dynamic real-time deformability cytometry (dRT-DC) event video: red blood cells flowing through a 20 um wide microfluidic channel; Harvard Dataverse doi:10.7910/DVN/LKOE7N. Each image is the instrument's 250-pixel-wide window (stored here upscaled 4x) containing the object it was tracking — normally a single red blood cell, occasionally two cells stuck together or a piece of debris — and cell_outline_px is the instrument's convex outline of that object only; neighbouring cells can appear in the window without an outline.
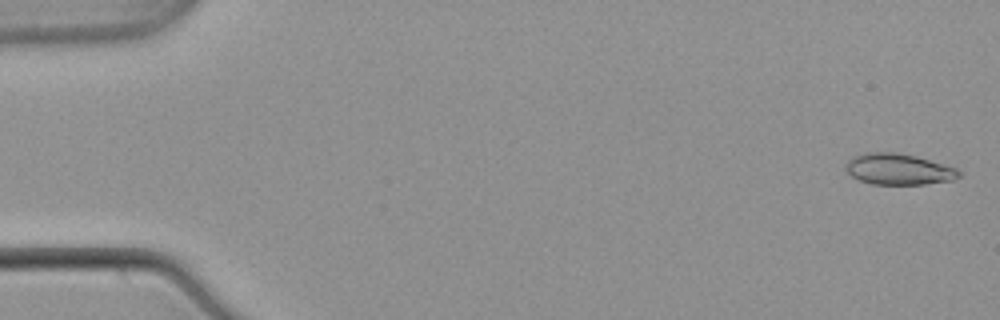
{"species": "common noctule bat (a hibernating species)", "species_latin": "Nyctalus noctula", "temperature_condition": "warm", "stored_images_in_passage": 54, "camera_frame_rate_fps": 3000, "um_per_image_px": 0.085, "animal": {"sex": "male", "body_mass_g": 21.5, "forearm_length_mm": 52.0}, "frame": {"image": 1, "passage_image": 2, "time_ms": 0.333, "image_size_px": [1000, 320], "cell_outline_px": [[960, 176], [952, 180], [924, 184], [872, 184], [860, 180], [852, 176], [844, 168], [848, 160], [852, 156], [864, 152], [896, 152], [916, 156], [956, 168], [960, 172]], "centroid_in_image_um": [76.34, 14.37], "position_along_channel_um": 8.7, "area_um2": 20.46}}
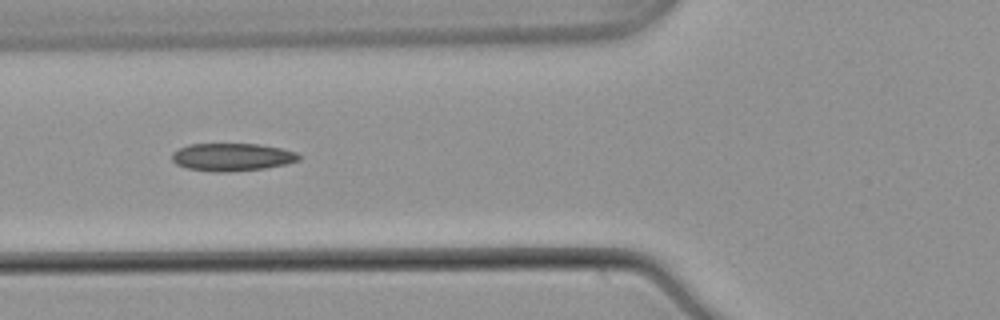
{"frame": {"image": 2, "passage_image": 21, "time_ms": 6.667, "image_size_px": [1000, 320], "cell_outline_px": [[300, 160], [288, 164], [264, 168], [228, 172], [212, 172], [188, 168], [176, 164], [172, 160], [172, 152], [188, 144], [260, 144], [280, 148], [296, 152], [300, 156]], "centroid_in_image_um": [19.73, 13.35], "position_along_channel_um": 106.1, "area_um2": 20.58}}
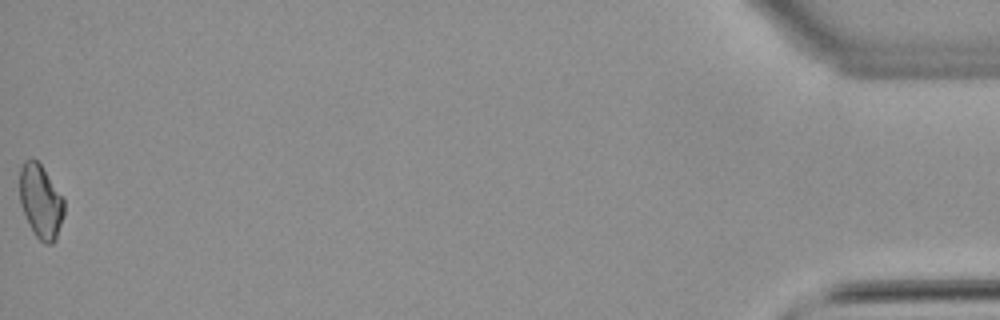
{"frame": {"image": 3, "passage_image": 54, "time_ms": 17.667, "image_size_px": [1000, 320], "cell_outline_px": [[64, 216], [56, 240], [52, 244], [44, 244], [36, 236], [20, 204], [20, 168], [24, 160], [36, 160], [40, 164], [64, 200]], "centroid_in_image_um": [3.47, 17.15], "position_along_channel_um": 431.7, "area_um2": 18.73}, "authors_computed_cell_mechanics": {"area_um2": 19.9988, "velocity_mm_per_s": 3.8774, "shape_relaxation_time_tau1_ms": null, "shape_relaxation_time_tau2_ms": 7.6239, "deformation_change_tau1": null, "deformation_change_tau2": 0.13}}